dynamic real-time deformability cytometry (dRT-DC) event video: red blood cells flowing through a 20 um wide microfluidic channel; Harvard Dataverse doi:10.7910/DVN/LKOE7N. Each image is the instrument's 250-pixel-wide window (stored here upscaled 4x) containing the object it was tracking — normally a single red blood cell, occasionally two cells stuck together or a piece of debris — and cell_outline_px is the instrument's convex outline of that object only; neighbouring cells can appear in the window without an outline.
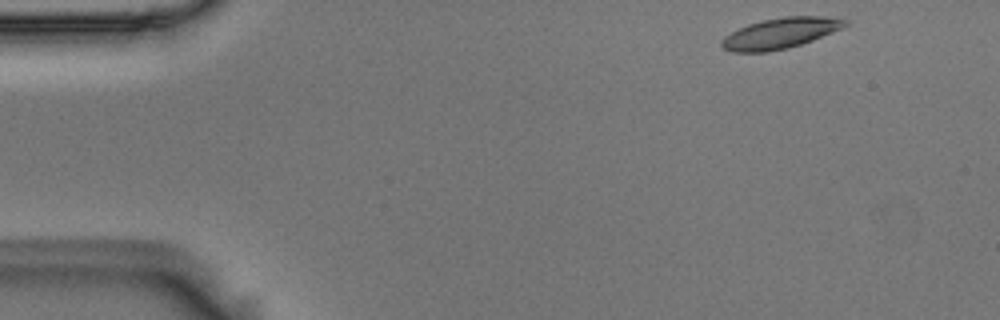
{"species": "Egyptian fruit bat (a non-hibernating species)", "species_latin": "Rousettus aegyptiacus", "temperature_condition": "room temperature", "stored_images_in_passage": 50, "camera_frame_rate_fps": 3000, "um_per_image_px": 0.085, "animal": {"sex": "male"}, "frame": {"image": 1, "passage_image": 1, "time_ms": 0.0, "image_size_px": [1000, 320], "cell_outline_px": [[848, 24], [840, 28], [812, 40], [788, 48], [768, 52], [732, 52], [720, 48], [720, 40], [724, 36], [748, 24], [764, 20], [784, 16], [824, 16], [848, 20]], "centroid_in_image_um": [66.26, 2.83], "position_along_channel_um": 18.7, "area_um2": 21.91}}
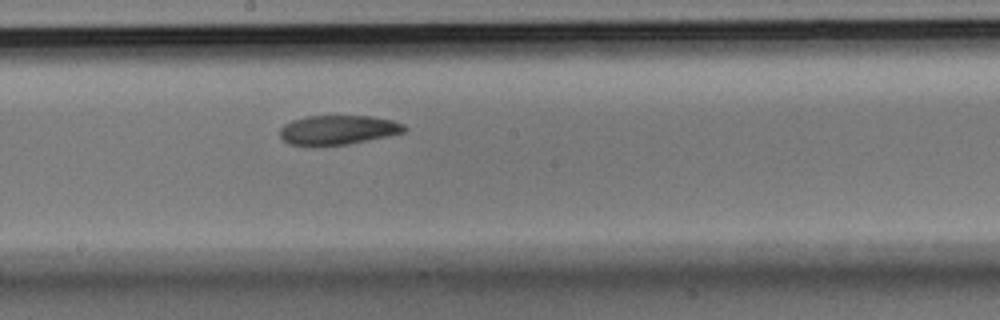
{"frame": {"image": 2, "passage_image": 25, "time_ms": 8.0, "image_size_px": [1000, 320], "cell_outline_px": [[408, 128], [404, 132], [388, 136], [348, 144], [288, 144], [280, 136], [280, 128], [284, 124], [292, 120], [304, 116], [372, 116], [392, 120], [404, 124]], "centroid_in_image_um": [28.76, 11.02], "position_along_channel_um": 219.4, "area_um2": 21.04}}
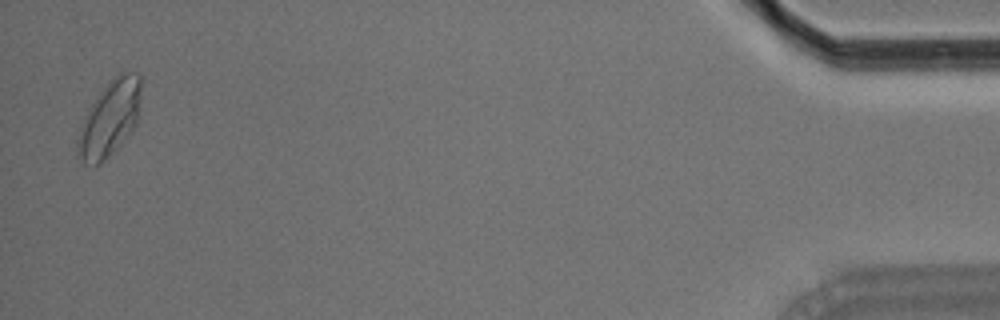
{"frame": {"image": 3, "passage_image": 49, "time_ms": 16.0, "image_size_px": [1000, 320], "cell_outline_px": [[140, 116], [132, 132], [100, 164], [84, 164], [76, 152], [76, 140], [80, 124], [88, 108], [112, 76], [120, 72], [136, 72], [140, 76]], "centroid_in_image_um": [9.32, 10.05], "position_along_channel_um": 425.9, "area_um2": 28.26}, "authors_computed_cell_mechanics": {"area_um2": 22.3397, "velocity_mm_per_s": 3.6665, "shape_relaxation_time_tau1_ms": 6.4723, "shape_relaxation_time_tau2_ms": 2.6364, "deformation_change_tau1": 0.1691, "deformation_change_tau2": 0.0502}}